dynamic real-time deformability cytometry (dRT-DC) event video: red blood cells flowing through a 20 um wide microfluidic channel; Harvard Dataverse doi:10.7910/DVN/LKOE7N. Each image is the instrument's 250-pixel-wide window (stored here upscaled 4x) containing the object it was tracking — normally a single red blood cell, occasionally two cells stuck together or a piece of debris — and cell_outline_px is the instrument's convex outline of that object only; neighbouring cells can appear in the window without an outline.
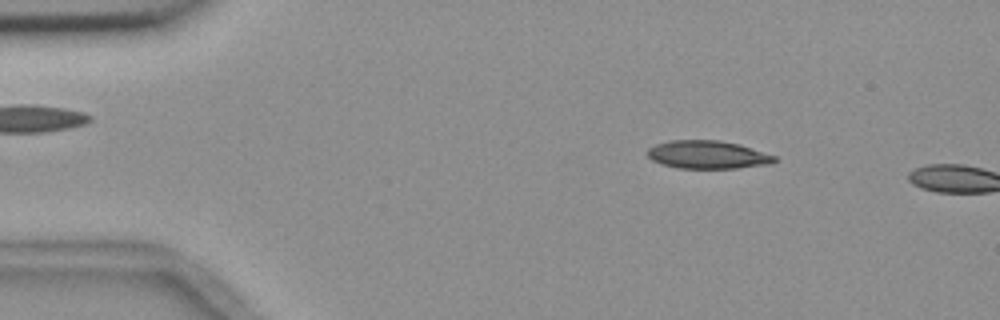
{"species": "common noctule bat (a hibernating species)", "species_latin": "Nyctalus noctula", "temperature_condition": "room temperature", "stored_images_in_passage": 9, "camera_frame_rate_fps": 3000, "um_per_image_px": 0.085, "animal": {"sex": "female", "body_mass_g": 18.4}, "frame": {"image": 1, "passage_image": 7, "time_ms": 2.0, "image_size_px": [1000, 320], "cell_outline_px": [[776, 160], [772, 164], [736, 168], [680, 168], [664, 164], [652, 160], [648, 156], [648, 148], [656, 144], [668, 140], [720, 140], [740, 144], [776, 156]], "centroid_in_image_um": [60.17, 13.14], "position_along_channel_um": 24.8, "area_um2": 20.75}}